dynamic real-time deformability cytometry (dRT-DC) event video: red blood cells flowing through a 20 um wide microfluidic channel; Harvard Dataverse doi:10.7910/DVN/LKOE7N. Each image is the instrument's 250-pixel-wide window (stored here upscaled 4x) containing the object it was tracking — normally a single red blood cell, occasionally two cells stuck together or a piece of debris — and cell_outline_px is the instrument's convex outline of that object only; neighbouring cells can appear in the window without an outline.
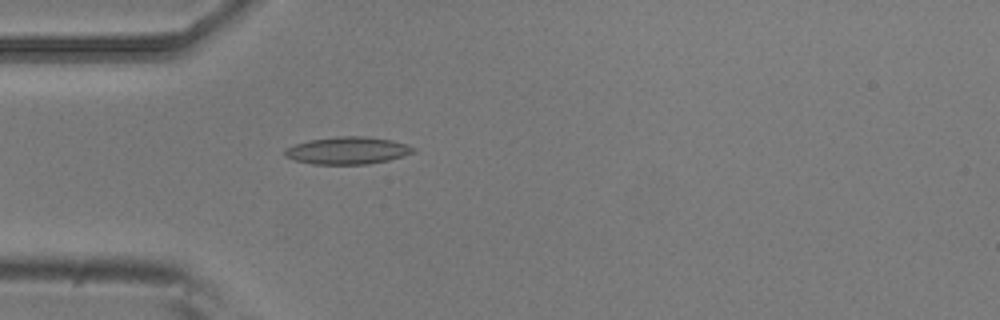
{"species": "common noctule bat (a hibernating species)", "species_latin": "Nyctalus noctula", "temperature_condition": "room temperature", "stored_images_in_passage": 3, "camera_frame_rate_fps": 3000, "um_per_image_px": 0.085, "animal": {"sex": "male", "body_mass_g": 20.5, "forearm_length_mm": 52.5}, "frame": {"image": 1, "passage_image": 3, "time_ms": 0.667, "image_size_px": [1000, 320], "cell_outline_px": [[416, 152], [404, 156], [388, 160], [368, 164], [312, 164], [296, 160], [284, 156], [284, 148], [296, 144], [312, 140], [336, 136], [364, 136], [392, 140], [408, 144], [416, 148]], "centroid_in_image_um": [29.58, 12.79], "position_along_channel_um": 55.4, "area_um2": 20.52}}